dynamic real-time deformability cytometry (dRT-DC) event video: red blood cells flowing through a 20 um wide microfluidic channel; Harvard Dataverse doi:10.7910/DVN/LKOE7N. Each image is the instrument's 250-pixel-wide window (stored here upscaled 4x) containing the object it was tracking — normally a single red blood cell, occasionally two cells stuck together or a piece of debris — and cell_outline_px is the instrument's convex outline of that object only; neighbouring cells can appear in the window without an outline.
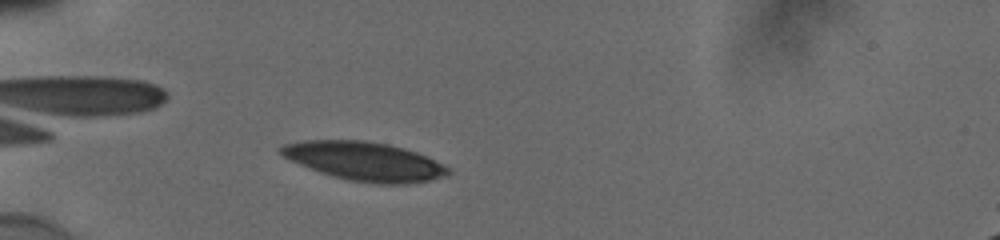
{"species": "human", "species_latin": "Homo sapiens", "temperature_condition": "cold", "stored_images_in_passage": 40, "camera_frame_rate_fps": 3000, "um_per_image_px": 0.085, "donor": {"sex": "male"}, "frame": {"image": 1, "passage_image": 3, "time_ms": 0.667, "image_size_px": [1000, 240], "cell_outline_px": [[452, 172], [448, 176], [408, 184], [376, 184], [348, 180], [320, 172], [300, 164], [284, 156], [276, 148], [284, 144], [304, 140], [364, 140], [388, 144], [404, 148], [428, 156], [444, 164]], "centroid_in_image_um": [31.03, 13.71], "position_along_channel_um": 54.0, "area_um2": 37.86}}
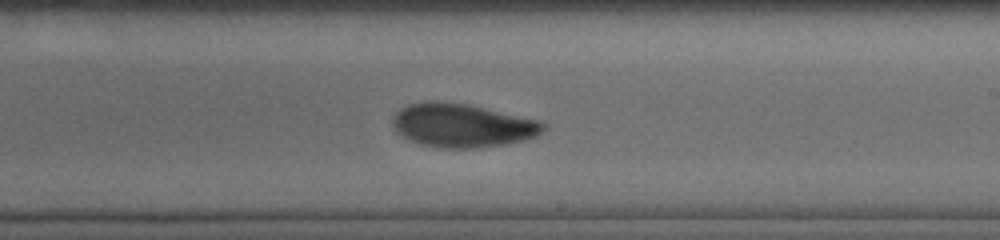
{"frame": {"image": 2, "passage_image": 20, "time_ms": 6.333, "image_size_px": [1000, 240], "cell_outline_px": [[548, 128], [536, 136], [524, 140], [508, 144], [480, 148], [436, 148], [420, 144], [396, 132], [392, 124], [392, 116], [400, 108], [408, 104], [428, 100], [436, 100], [468, 104], [544, 120], [548, 124]], "centroid_in_image_um": [39.35, 10.65], "position_along_channel_um": 249.6, "area_um2": 39.19}}
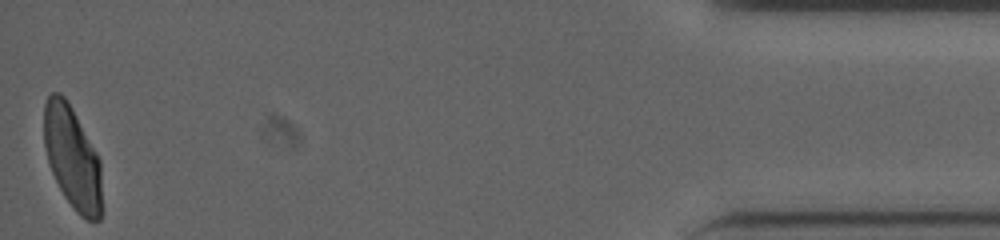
{"frame": {"image": 3, "passage_image": 40, "time_ms": 13.0, "image_size_px": [1000, 240], "cell_outline_px": [[100, 220], [88, 220], [80, 216], [76, 212], [64, 196], [52, 172], [48, 160], [44, 144], [44, 104], [48, 96], [52, 92], [60, 92], [64, 96], [72, 108], [96, 152], [100, 160]], "centroid_in_image_um": [6.12, 13.37], "position_along_channel_um": 429.1, "area_um2": 34.1}, "authors_computed_cell_mechanics": {"area_um2": 37.8879, "velocity_mm_per_s": 3.8496, "shape_relaxation_time_tau1_ms": 4.5788, "shape_relaxation_time_tau2_ms": 3.8386, "deformation_change_tau1": 0.1579, "deformation_change_tau2": 0.0828}}